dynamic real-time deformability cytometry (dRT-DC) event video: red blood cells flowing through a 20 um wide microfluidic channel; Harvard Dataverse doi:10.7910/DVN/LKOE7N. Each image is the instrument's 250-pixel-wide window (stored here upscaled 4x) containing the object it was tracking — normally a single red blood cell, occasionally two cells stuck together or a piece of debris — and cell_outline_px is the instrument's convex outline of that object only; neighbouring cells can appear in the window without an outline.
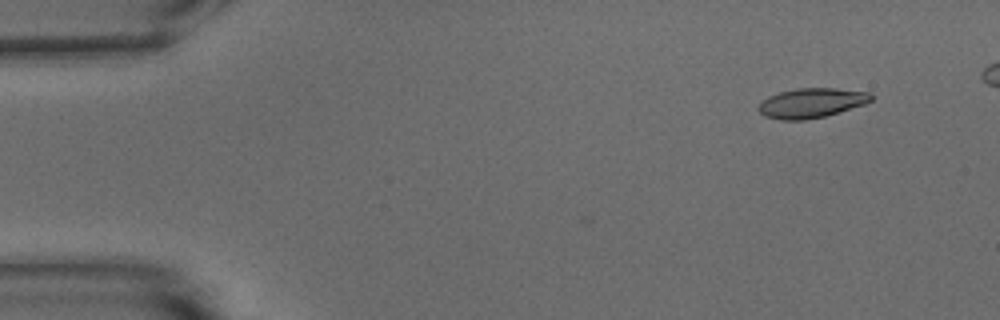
{"species": "common noctule bat (a hibernating species)", "species_latin": "Nyctalus noctula", "temperature_condition": "warm", "stored_images_in_passage": 39, "camera_frame_rate_fps": 3000, "um_per_image_px": 0.085, "animal": {"sex": "male", "body_mass_g": 15.6}, "frame": {"image": 1, "passage_image": 2, "time_ms": 0.333, "image_size_px": [1000, 320], "cell_outline_px": [[872, 100], [864, 104], [824, 116], [804, 120], [780, 120], [764, 116], [756, 108], [768, 96], [780, 92], [796, 88], [836, 88], [872, 92]], "centroid_in_image_um": [68.96, 8.74], "position_along_channel_um": 16.0, "area_um2": 19.42}}
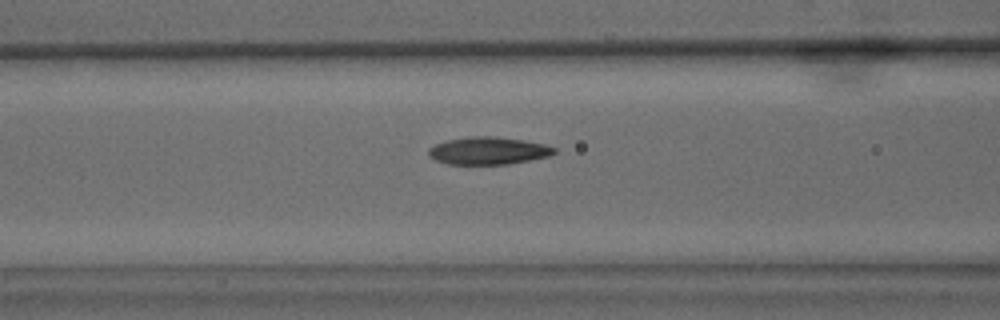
{"frame": {"image": 2, "passage_image": 19, "time_ms": 6.0, "image_size_px": [1000, 320], "cell_outline_px": [[556, 152], [548, 156], [508, 164], [448, 164], [436, 160], [428, 156], [428, 148], [436, 144], [448, 140], [468, 136], [492, 136], [524, 140], [544, 144], [556, 148]], "centroid_in_image_um": [41.48, 12.81], "position_along_channel_um": 125.1, "area_um2": 20.06}}
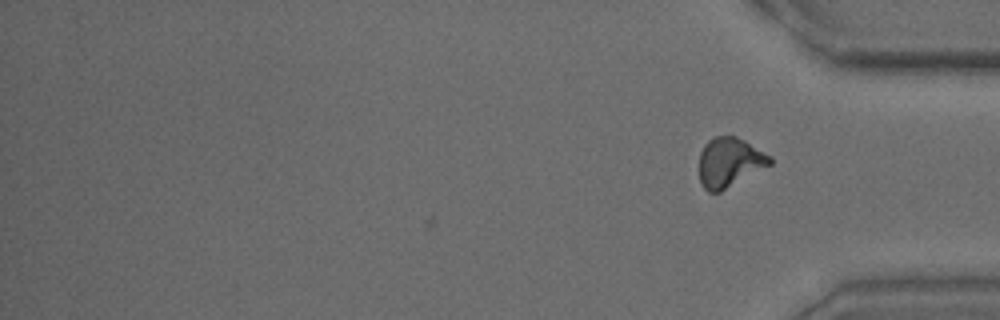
{"frame": {"image": 3, "passage_image": 39, "time_ms": 12.667, "image_size_px": [1000, 320], "cell_outline_px": [[772, 164], [720, 192], [708, 192], [700, 184], [700, 152], [704, 144], [708, 140], [716, 136], [736, 136], [744, 140], [772, 156]], "centroid_in_image_um": [62.01, 13.8], "position_along_channel_um": 373.2, "area_um2": 20.46}, "authors_computed_cell_mechanics": {"area_um2": 19.9988, "velocity_mm_per_s": 3.7684, "shape_relaxation_time_tau1_ms": 6.2446, "shape_relaxation_time_tau2_ms": 2.2101, "deformation_change_tau1": 0.2348, "deformation_change_tau2": 0.0926}}